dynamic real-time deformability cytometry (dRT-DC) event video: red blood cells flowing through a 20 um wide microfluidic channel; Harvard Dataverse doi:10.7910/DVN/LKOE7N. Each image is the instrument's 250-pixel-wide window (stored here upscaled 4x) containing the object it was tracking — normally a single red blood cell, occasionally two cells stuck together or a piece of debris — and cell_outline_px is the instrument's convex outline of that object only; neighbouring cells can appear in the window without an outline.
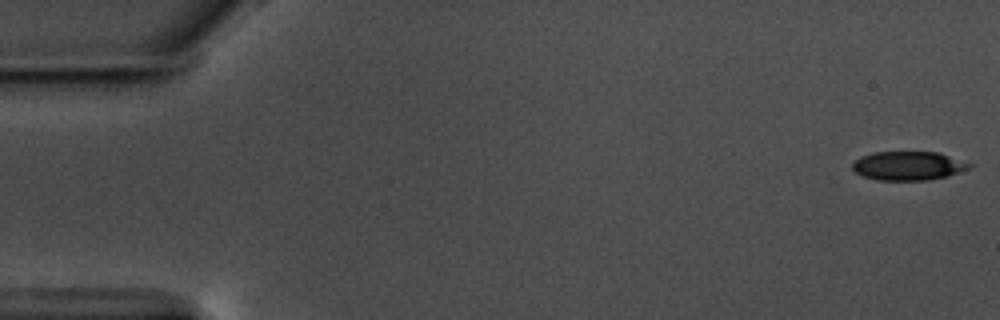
{"species": "common noctule bat (a hibernating species)", "species_latin": "Nyctalus noctula", "temperature_condition": "warm", "stored_images_in_passage": 57, "camera_frame_rate_fps": 3000, "um_per_image_px": 0.085, "animal": {"sex": "male", "body_mass_g": 17.5, "forearm_length_mm": 52.3}, "frame": {"image": 1, "passage_image": 1, "time_ms": 0.0, "image_size_px": [1000, 320], "cell_outline_px": [[976, 164], [968, 168], [944, 176], [928, 180], [876, 180], [864, 176], [856, 172], [852, 168], [852, 164], [860, 156], [872, 152], [940, 152]], "centroid_in_image_um": [77.21, 14.07], "position_along_channel_um": 7.8, "area_um2": 19.65}}
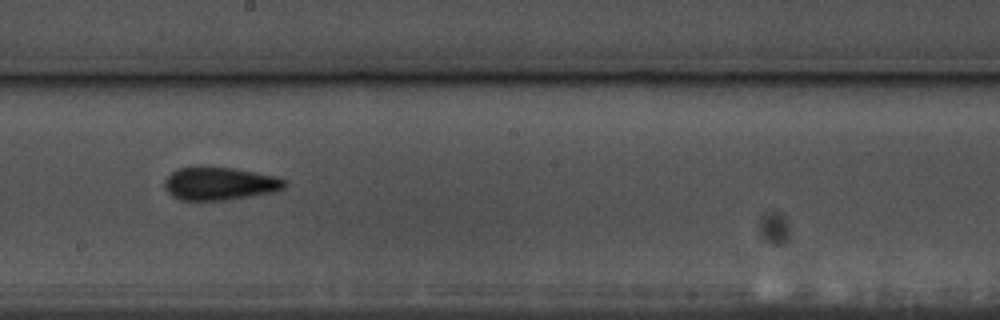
{"frame": {"image": 2, "passage_image": 32, "time_ms": 10.333, "image_size_px": [1000, 320], "cell_outline_px": [[288, 184], [284, 188], [272, 192], [252, 196], [224, 200], [180, 200], [172, 196], [164, 188], [164, 180], [172, 172], [180, 168], [196, 164], [204, 164], [232, 168], [256, 172], [276, 176], [288, 180]], "centroid_in_image_um": [18.66, 15.57], "position_along_channel_um": 229.5, "area_um2": 23.76}}
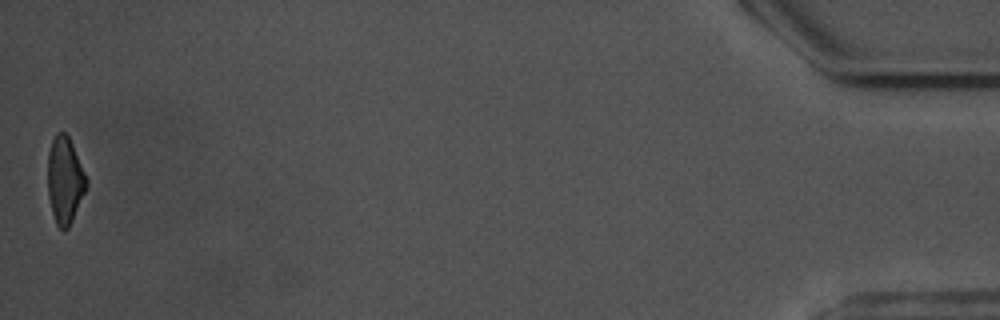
{"frame": {"image": 3, "passage_image": 57, "time_ms": 18.667, "image_size_px": [1000, 320], "cell_outline_px": [[88, 188], [68, 228], [64, 232], [56, 224], [52, 212], [48, 196], [48, 152], [52, 140], [56, 132], [64, 132], [68, 136], [72, 144], [88, 180]], "centroid_in_image_um": [5.52, 15.34], "position_along_channel_um": 429.7, "area_um2": 19.65}, "authors_computed_cell_mechanics": {"area_um2": 21.675, "velocity_mm_per_s": 3.5711, "shape_relaxation_time_tau1_ms": null, "shape_relaxation_time_tau2_ms": 3.5148, "deformation_change_tau1": null, "deformation_change_tau2": 0.128}}